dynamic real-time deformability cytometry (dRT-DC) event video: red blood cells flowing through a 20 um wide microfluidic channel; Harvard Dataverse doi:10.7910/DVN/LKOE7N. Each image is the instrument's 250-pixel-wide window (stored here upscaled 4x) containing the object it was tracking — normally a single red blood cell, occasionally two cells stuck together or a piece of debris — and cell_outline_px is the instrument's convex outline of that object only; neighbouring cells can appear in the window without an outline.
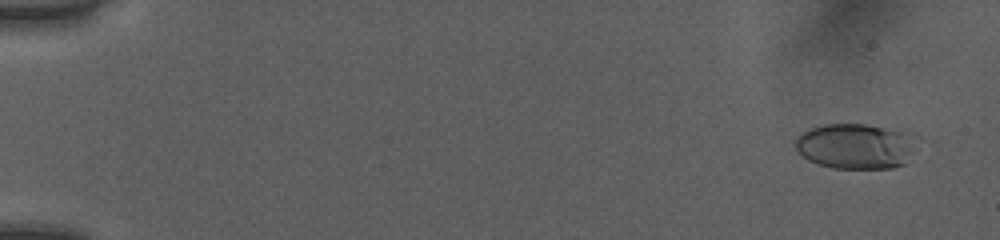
{"species": "human", "species_latin": "Homo sapiens", "temperature_condition": "room temperature", "stored_images_in_passage": 52, "camera_frame_rate_fps": 3000, "um_per_image_px": 0.085, "donor": {"sex": "female"}, "frame": {"image": 1, "passage_image": 3, "time_ms": 0.667, "image_size_px": [1000, 240], "cell_outline_px": [[920, 136], [904, 164], [892, 168], [832, 168], [808, 160], [796, 148], [796, 136], [800, 132], [808, 128], [824, 124], [864, 124], [908, 128], [920, 132]], "centroid_in_image_um": [72.85, 12.36], "position_along_channel_um": 12.1, "area_um2": 33.23}}
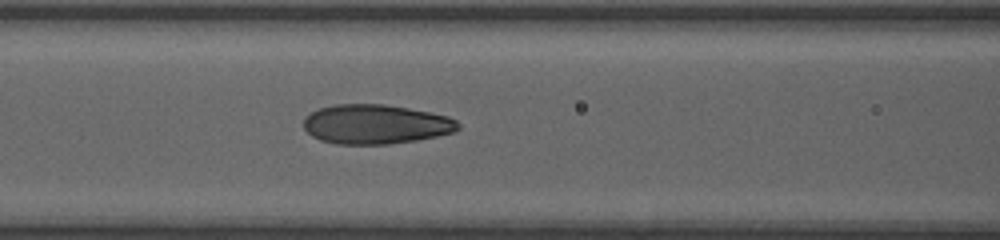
{"frame": {"image": 2, "passage_image": 24, "time_ms": 7.667, "image_size_px": [1000, 240], "cell_outline_px": [[460, 128], [456, 132], [416, 140], [388, 144], [336, 144], [320, 140], [312, 136], [304, 128], [304, 116], [320, 108], [332, 104], [384, 104], [408, 108], [448, 116], [456, 120], [460, 124]], "centroid_in_image_um": [31.93, 10.56], "position_along_channel_um": 134.7, "area_um2": 35.6}}
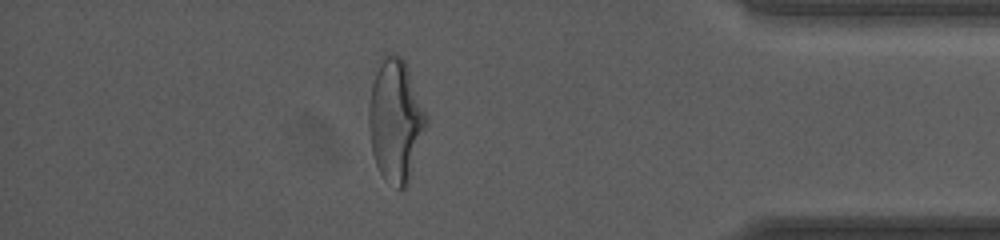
{"frame": {"image": 3, "passage_image": 46, "time_ms": 15.0, "image_size_px": [1000, 240], "cell_outline_px": [[428, 124], [408, 184], [404, 188], [396, 188], [384, 180], [376, 164], [372, 152], [368, 124], [368, 104], [372, 84], [380, 56], [388, 52], [392, 52], [400, 56], [404, 60], [408, 68], [428, 116]], "centroid_in_image_um": [33.62, 10.22], "position_along_channel_um": 401.6, "area_um2": 41.62}, "authors_computed_cell_mechanics": {"area_um2": 34.8823, "velocity_mm_per_s": 4.0471, "shape_relaxation_time_tau1_ms": 5.4329, "shape_relaxation_time_tau2_ms": 0.9299, "deformation_change_tau1": 0.2212, "deformation_change_tau2": 0.0735}}